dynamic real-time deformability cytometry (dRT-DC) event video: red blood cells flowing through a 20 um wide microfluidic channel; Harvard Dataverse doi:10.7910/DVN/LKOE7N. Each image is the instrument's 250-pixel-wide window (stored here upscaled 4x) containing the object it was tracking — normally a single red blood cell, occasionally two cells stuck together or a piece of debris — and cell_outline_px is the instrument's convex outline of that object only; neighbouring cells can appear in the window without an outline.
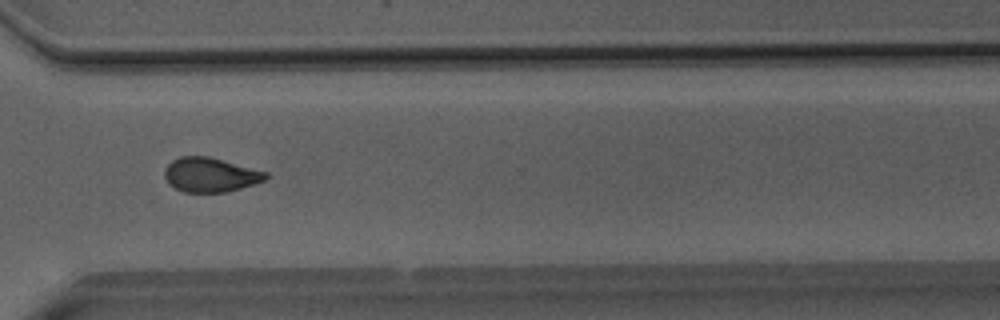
{"species": "Egyptian fruit bat (a non-hibernating species)", "species_latin": "Rousettus aegyptiacus", "temperature_condition": "room temperature", "stored_images_in_passage": 50, "camera_frame_rate_fps": 3000, "um_per_image_px": 0.085, "animal": {"sex": "male"}, "frame": {"image": 1, "passage_image": 37, "time_ms": 12.0, "image_size_px": [1000, 320], "cell_outline_px": [[268, 176], [264, 180], [228, 192], [184, 192], [168, 184], [164, 176], [164, 168], [172, 160], [180, 156], [208, 156], [268, 172]], "centroid_in_image_um": [17.84, 14.85], "position_along_channel_um": 352.8, "area_um2": 20.23}}
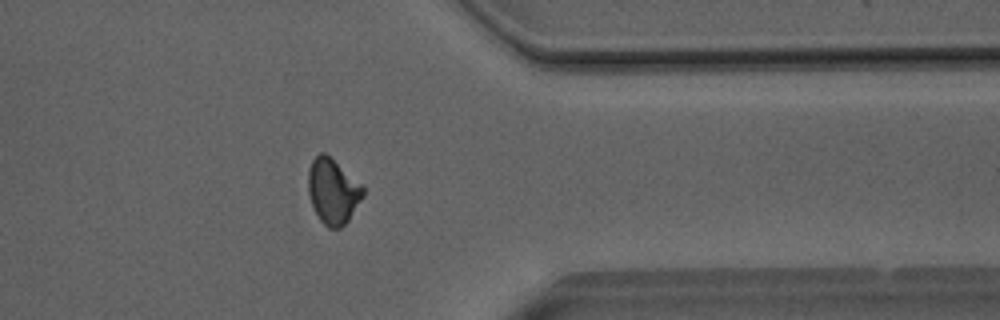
{"frame": {"image": 2, "passage_image": 40, "time_ms": 13.0, "image_size_px": [1000, 320], "cell_outline_px": [[364, 196], [348, 220], [340, 228], [328, 228], [320, 220], [312, 204], [308, 192], [308, 172], [312, 160], [320, 152], [324, 152], [360, 184], [364, 188]], "centroid_in_image_um": [28.28, 16.27], "position_along_channel_um": 383.1, "area_um2": 20.4}}
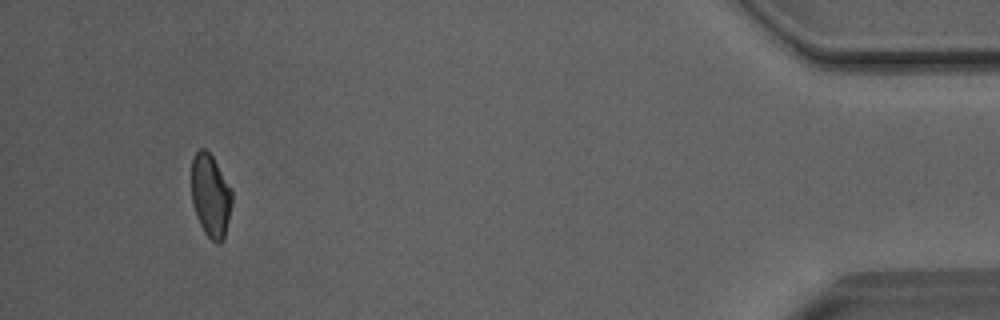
{"frame": {"image": 3, "passage_image": 47, "time_ms": 15.333, "image_size_px": [1000, 320], "cell_outline_px": [[232, 204], [224, 236], [220, 244], [216, 244], [204, 232], [196, 216], [192, 204], [192, 156], [200, 148], [204, 148], [212, 156], [232, 188]], "centroid_in_image_um": [17.9, 16.62], "position_along_channel_um": 417.3, "area_um2": 19.65}, "authors_computed_cell_mechanics": {"area_um2": 20.7791, "velocity_mm_per_s": 4.0537, "shape_relaxation_time_tau1_ms": 6.5893, "shape_relaxation_time_tau2_ms": 3.194, "deformation_change_tau1": 0.1444, "deformation_change_tau2": 0.0918}}